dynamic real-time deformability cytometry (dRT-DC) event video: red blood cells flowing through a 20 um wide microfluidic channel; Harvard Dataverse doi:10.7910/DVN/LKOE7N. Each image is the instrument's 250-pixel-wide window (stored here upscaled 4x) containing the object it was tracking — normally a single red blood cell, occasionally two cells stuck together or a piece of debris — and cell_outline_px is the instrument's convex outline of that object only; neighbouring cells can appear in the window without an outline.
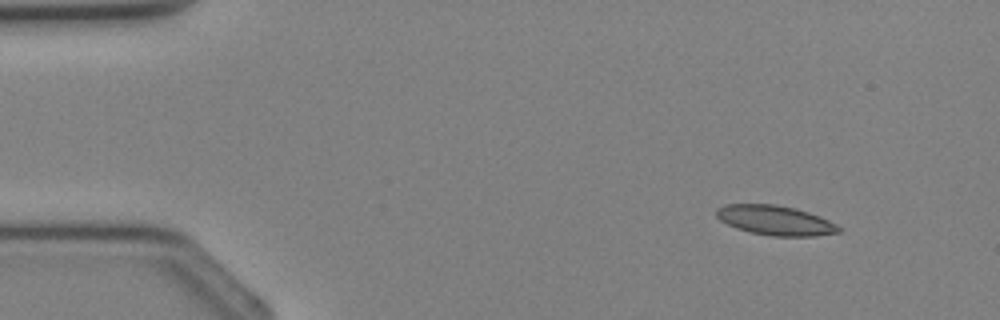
{"species": "Egyptian fruit bat (a non-hibernating species)", "species_latin": "Rousettus aegyptiacus", "temperature_condition": "cold", "stored_images_in_passage": 34, "camera_frame_rate_fps": 3000, "um_per_image_px": 0.085, "animal": {"sex": "female"}, "frame": {"image": 1, "passage_image": 1, "time_ms": 0.0, "image_size_px": [1000, 320], "cell_outline_px": [[840, 232], [816, 236], [772, 236], [752, 232], [736, 228], [720, 220], [716, 216], [716, 208], [724, 204], [776, 204], [796, 208], [820, 216], [836, 224], [840, 228]], "centroid_in_image_um": [65.89, 18.72], "position_along_channel_um": 19.1, "area_um2": 21.15}}
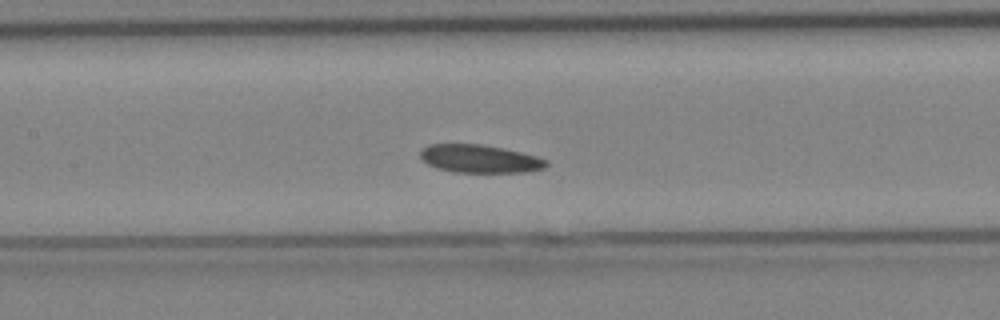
{"frame": {"image": 2, "passage_image": 14, "time_ms": 4.333, "image_size_px": [1000, 320], "cell_outline_px": [[548, 164], [544, 168], [524, 172], [452, 172], [436, 168], [428, 164], [420, 156], [420, 152], [428, 144], [480, 144], [504, 148], [536, 156], [548, 160]], "centroid_in_image_um": [40.77, 13.49], "position_along_channel_um": 166.6, "area_um2": 20.52}}
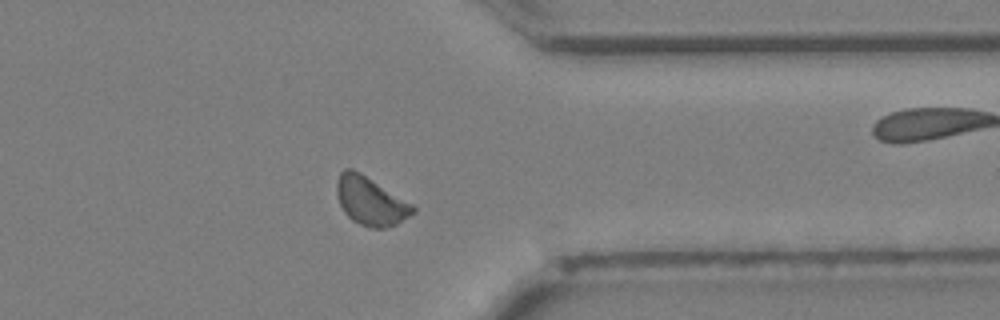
{"frame": {"image": 3, "passage_image": 26, "time_ms": 8.333, "image_size_px": [1000, 320], "cell_outline_px": [[416, 212], [396, 224], [384, 228], [368, 228], [352, 220], [344, 212], [340, 204], [336, 192], [336, 184], [340, 172], [344, 168], [352, 168], [360, 172], [412, 204], [416, 208]], "centroid_in_image_um": [31.48, 17.09], "position_along_channel_um": 379.9, "area_um2": 21.39}}